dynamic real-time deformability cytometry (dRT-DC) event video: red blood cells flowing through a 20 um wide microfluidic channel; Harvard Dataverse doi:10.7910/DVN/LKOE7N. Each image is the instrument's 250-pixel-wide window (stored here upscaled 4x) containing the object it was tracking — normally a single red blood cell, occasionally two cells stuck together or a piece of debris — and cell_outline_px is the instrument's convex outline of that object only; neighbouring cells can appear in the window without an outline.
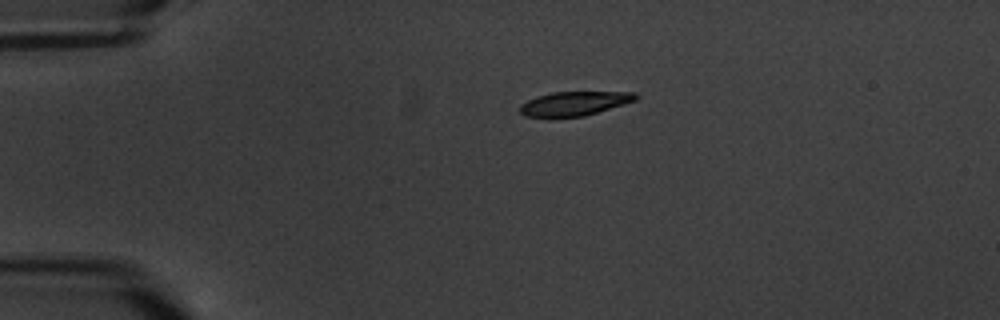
{"species": "common noctule bat (a hibernating species)", "species_latin": "Nyctalus noctula", "temperature_condition": "warm", "stored_images_in_passage": 9, "camera_frame_rate_fps": 3000, "um_per_image_px": 0.085, "animal": {"sex": "male", "body_mass_g": 20.1, "forearm_length_mm": 53.5}, "frame": {"image": 1, "passage_image": 1, "time_ms": 0.0, "image_size_px": [1000, 320], "cell_outline_px": [[640, 96], [636, 100], [624, 104], [584, 116], [524, 116], [520, 112], [520, 104], [536, 96], [552, 92], [636, 92]], "centroid_in_image_um": [48.84, 8.78], "position_along_channel_um": 36.2, "area_um2": 16.07}}
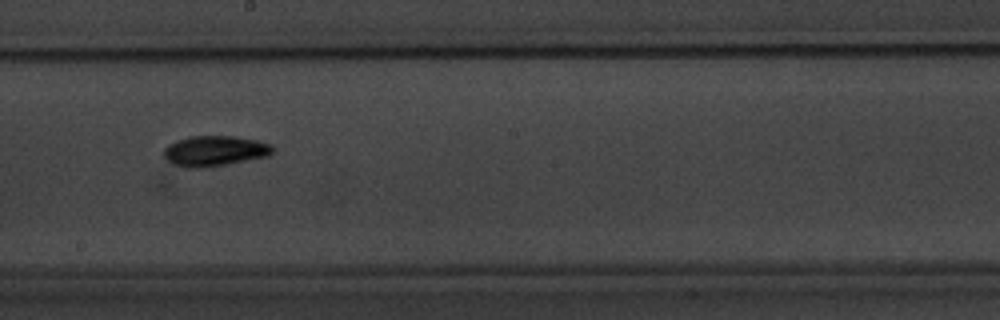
{"frame": {"image": 2, "passage_image": 7, "time_ms": 7.0, "image_size_px": [1000, 320], "cell_outline_px": [[272, 152], [268, 156], [204, 168], [188, 168], [176, 164], [168, 160], [164, 156], [164, 148], [168, 144], [176, 140], [188, 136], [236, 136], [256, 140], [272, 144]], "centroid_in_image_um": [18.23, 12.81], "position_along_channel_um": 230.0, "area_um2": 19.19}}
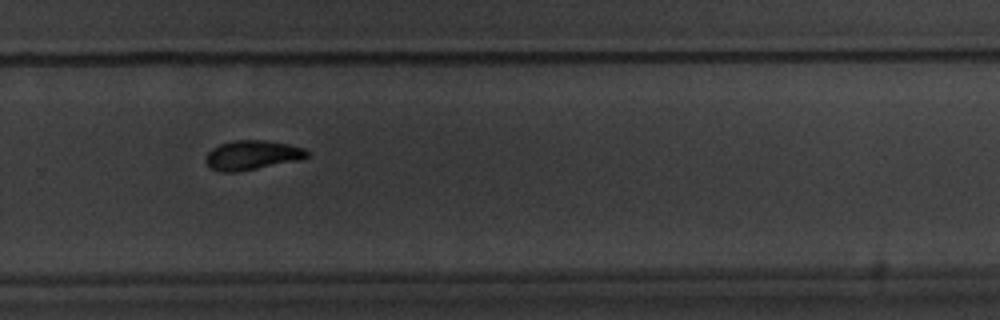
{"frame": {"image": 3, "passage_image": 9, "time_ms": 9.333, "image_size_px": [1000, 320], "cell_outline_px": [[308, 156], [300, 160], [240, 172], [220, 172], [212, 168], [204, 160], [204, 156], [212, 148], [220, 144], [236, 140], [264, 140], [288, 144], [304, 148], [308, 152]], "centroid_in_image_um": [21.42, 13.19], "position_along_channel_um": 308.4, "area_um2": 17.46}}